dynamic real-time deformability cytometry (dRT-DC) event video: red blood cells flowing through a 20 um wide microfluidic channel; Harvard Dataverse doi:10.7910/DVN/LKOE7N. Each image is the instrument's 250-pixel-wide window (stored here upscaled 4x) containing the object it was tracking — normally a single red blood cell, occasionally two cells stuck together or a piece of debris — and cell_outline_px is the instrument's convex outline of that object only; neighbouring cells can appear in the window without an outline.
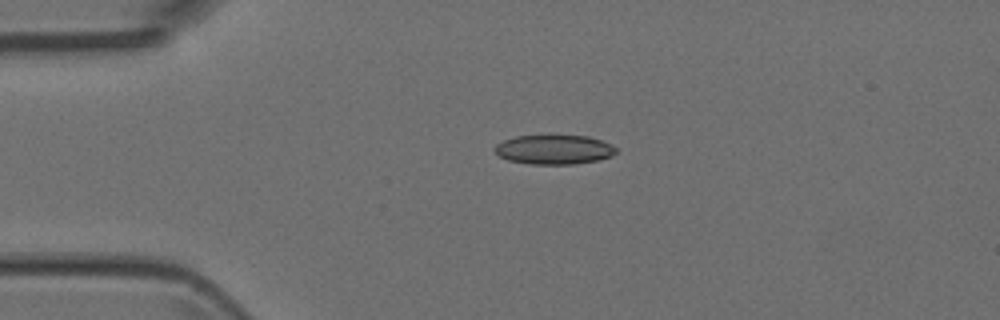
{"species": "Egyptian fruit bat (a non-hibernating species)", "species_latin": "Rousettus aegyptiacus", "temperature_condition": "room temperature", "stored_images_in_passage": 2, "camera_frame_rate_fps": 3000, "um_per_image_px": 0.085, "animal": {"sex": "female"}, "frame": {"image": 1, "passage_image": 2, "time_ms": 2.0, "image_size_px": [1000, 320], "cell_outline_px": [[616, 152], [612, 156], [596, 160], [572, 164], [528, 164], [508, 160], [500, 156], [492, 148], [496, 144], [504, 140], [516, 136], [588, 136], [612, 144], [616, 148]], "centroid_in_image_um": [47.08, 12.72], "position_along_channel_um": 37.9, "area_um2": 20.63}}